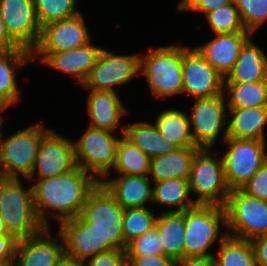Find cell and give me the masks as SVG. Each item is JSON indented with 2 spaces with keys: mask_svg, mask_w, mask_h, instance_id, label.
<instances>
[{
  "mask_svg": "<svg viewBox=\"0 0 267 266\" xmlns=\"http://www.w3.org/2000/svg\"><path fill=\"white\" fill-rule=\"evenodd\" d=\"M105 178L100 183L124 209L146 207L152 203L153 181L149 175L119 174L117 178Z\"/></svg>",
  "mask_w": 267,
  "mask_h": 266,
  "instance_id": "21",
  "label": "cell"
},
{
  "mask_svg": "<svg viewBox=\"0 0 267 266\" xmlns=\"http://www.w3.org/2000/svg\"><path fill=\"white\" fill-rule=\"evenodd\" d=\"M148 50L140 56V76L145 77L152 95L167 98L182 94L183 46L171 44Z\"/></svg>",
  "mask_w": 267,
  "mask_h": 266,
  "instance_id": "3",
  "label": "cell"
},
{
  "mask_svg": "<svg viewBox=\"0 0 267 266\" xmlns=\"http://www.w3.org/2000/svg\"><path fill=\"white\" fill-rule=\"evenodd\" d=\"M232 2L233 0H181L176 8L181 11H197L205 15L212 10Z\"/></svg>",
  "mask_w": 267,
  "mask_h": 266,
  "instance_id": "41",
  "label": "cell"
},
{
  "mask_svg": "<svg viewBox=\"0 0 267 266\" xmlns=\"http://www.w3.org/2000/svg\"><path fill=\"white\" fill-rule=\"evenodd\" d=\"M199 149L178 148L174 152L151 158L149 178L153 183L171 178L189 179L192 161Z\"/></svg>",
  "mask_w": 267,
  "mask_h": 266,
  "instance_id": "26",
  "label": "cell"
},
{
  "mask_svg": "<svg viewBox=\"0 0 267 266\" xmlns=\"http://www.w3.org/2000/svg\"><path fill=\"white\" fill-rule=\"evenodd\" d=\"M190 117L180 109L162 111L155 120L162 137L179 148L198 147L193 139Z\"/></svg>",
  "mask_w": 267,
  "mask_h": 266,
  "instance_id": "29",
  "label": "cell"
},
{
  "mask_svg": "<svg viewBox=\"0 0 267 266\" xmlns=\"http://www.w3.org/2000/svg\"><path fill=\"white\" fill-rule=\"evenodd\" d=\"M119 139L116 133L88 126L73 142L77 166L101 182L114 167Z\"/></svg>",
  "mask_w": 267,
  "mask_h": 266,
  "instance_id": "7",
  "label": "cell"
},
{
  "mask_svg": "<svg viewBox=\"0 0 267 266\" xmlns=\"http://www.w3.org/2000/svg\"><path fill=\"white\" fill-rule=\"evenodd\" d=\"M77 0H34L38 21L42 26L47 23L76 16Z\"/></svg>",
  "mask_w": 267,
  "mask_h": 266,
  "instance_id": "36",
  "label": "cell"
},
{
  "mask_svg": "<svg viewBox=\"0 0 267 266\" xmlns=\"http://www.w3.org/2000/svg\"><path fill=\"white\" fill-rule=\"evenodd\" d=\"M0 266H13V265L10 264V263H1V262H0Z\"/></svg>",
  "mask_w": 267,
  "mask_h": 266,
  "instance_id": "51",
  "label": "cell"
},
{
  "mask_svg": "<svg viewBox=\"0 0 267 266\" xmlns=\"http://www.w3.org/2000/svg\"><path fill=\"white\" fill-rule=\"evenodd\" d=\"M85 266H128L125 251L110 250L99 253L84 262Z\"/></svg>",
  "mask_w": 267,
  "mask_h": 266,
  "instance_id": "40",
  "label": "cell"
},
{
  "mask_svg": "<svg viewBox=\"0 0 267 266\" xmlns=\"http://www.w3.org/2000/svg\"><path fill=\"white\" fill-rule=\"evenodd\" d=\"M229 138L266 141L264 128L267 123V106L228 108Z\"/></svg>",
  "mask_w": 267,
  "mask_h": 266,
  "instance_id": "25",
  "label": "cell"
},
{
  "mask_svg": "<svg viewBox=\"0 0 267 266\" xmlns=\"http://www.w3.org/2000/svg\"><path fill=\"white\" fill-rule=\"evenodd\" d=\"M182 94L209 98L223 94L225 78L195 49L183 46Z\"/></svg>",
  "mask_w": 267,
  "mask_h": 266,
  "instance_id": "14",
  "label": "cell"
},
{
  "mask_svg": "<svg viewBox=\"0 0 267 266\" xmlns=\"http://www.w3.org/2000/svg\"><path fill=\"white\" fill-rule=\"evenodd\" d=\"M224 207L228 235L251 240L267 234V201L233 189Z\"/></svg>",
  "mask_w": 267,
  "mask_h": 266,
  "instance_id": "9",
  "label": "cell"
},
{
  "mask_svg": "<svg viewBox=\"0 0 267 266\" xmlns=\"http://www.w3.org/2000/svg\"><path fill=\"white\" fill-rule=\"evenodd\" d=\"M98 183L90 173L79 166L60 176L37 179L31 188L40 222L45 228H50L46 216V211L49 210L53 211L51 215L58 219V223L78 217L87 195Z\"/></svg>",
  "mask_w": 267,
  "mask_h": 266,
  "instance_id": "1",
  "label": "cell"
},
{
  "mask_svg": "<svg viewBox=\"0 0 267 266\" xmlns=\"http://www.w3.org/2000/svg\"><path fill=\"white\" fill-rule=\"evenodd\" d=\"M226 99L224 93L214 97L194 99L190 114L192 119L189 120L192 136L198 147L212 149L220 133H222V141L227 138Z\"/></svg>",
  "mask_w": 267,
  "mask_h": 266,
  "instance_id": "11",
  "label": "cell"
},
{
  "mask_svg": "<svg viewBox=\"0 0 267 266\" xmlns=\"http://www.w3.org/2000/svg\"><path fill=\"white\" fill-rule=\"evenodd\" d=\"M0 14L8 34L20 47L32 51L38 45L42 27L34 0H0Z\"/></svg>",
  "mask_w": 267,
  "mask_h": 266,
  "instance_id": "15",
  "label": "cell"
},
{
  "mask_svg": "<svg viewBox=\"0 0 267 266\" xmlns=\"http://www.w3.org/2000/svg\"><path fill=\"white\" fill-rule=\"evenodd\" d=\"M157 217L147 207L127 208L124 211L122 229L126 244L155 227Z\"/></svg>",
  "mask_w": 267,
  "mask_h": 266,
  "instance_id": "34",
  "label": "cell"
},
{
  "mask_svg": "<svg viewBox=\"0 0 267 266\" xmlns=\"http://www.w3.org/2000/svg\"><path fill=\"white\" fill-rule=\"evenodd\" d=\"M240 189L249 196L267 201V161Z\"/></svg>",
  "mask_w": 267,
  "mask_h": 266,
  "instance_id": "39",
  "label": "cell"
},
{
  "mask_svg": "<svg viewBox=\"0 0 267 266\" xmlns=\"http://www.w3.org/2000/svg\"><path fill=\"white\" fill-rule=\"evenodd\" d=\"M226 223V211L222 206L196 205L185 210L184 258L213 256L209 248L228 235L224 230L220 232L221 226L226 228Z\"/></svg>",
  "mask_w": 267,
  "mask_h": 266,
  "instance_id": "5",
  "label": "cell"
},
{
  "mask_svg": "<svg viewBox=\"0 0 267 266\" xmlns=\"http://www.w3.org/2000/svg\"><path fill=\"white\" fill-rule=\"evenodd\" d=\"M257 266H267V234L250 240Z\"/></svg>",
  "mask_w": 267,
  "mask_h": 266,
  "instance_id": "44",
  "label": "cell"
},
{
  "mask_svg": "<svg viewBox=\"0 0 267 266\" xmlns=\"http://www.w3.org/2000/svg\"><path fill=\"white\" fill-rule=\"evenodd\" d=\"M251 32L218 33L207 43L194 47L224 78L231 72Z\"/></svg>",
  "mask_w": 267,
  "mask_h": 266,
  "instance_id": "19",
  "label": "cell"
},
{
  "mask_svg": "<svg viewBox=\"0 0 267 266\" xmlns=\"http://www.w3.org/2000/svg\"><path fill=\"white\" fill-rule=\"evenodd\" d=\"M59 229L66 256L85 262L99 254L98 234L80 216L61 221Z\"/></svg>",
  "mask_w": 267,
  "mask_h": 266,
  "instance_id": "20",
  "label": "cell"
},
{
  "mask_svg": "<svg viewBox=\"0 0 267 266\" xmlns=\"http://www.w3.org/2000/svg\"><path fill=\"white\" fill-rule=\"evenodd\" d=\"M55 266H85L84 262L64 255Z\"/></svg>",
  "mask_w": 267,
  "mask_h": 266,
  "instance_id": "47",
  "label": "cell"
},
{
  "mask_svg": "<svg viewBox=\"0 0 267 266\" xmlns=\"http://www.w3.org/2000/svg\"><path fill=\"white\" fill-rule=\"evenodd\" d=\"M223 93L228 98V108L267 106V79L257 82L224 83Z\"/></svg>",
  "mask_w": 267,
  "mask_h": 266,
  "instance_id": "31",
  "label": "cell"
},
{
  "mask_svg": "<svg viewBox=\"0 0 267 266\" xmlns=\"http://www.w3.org/2000/svg\"><path fill=\"white\" fill-rule=\"evenodd\" d=\"M4 110H5V108L0 105V111H4ZM3 120H4V118L0 115V132H1Z\"/></svg>",
  "mask_w": 267,
  "mask_h": 266,
  "instance_id": "50",
  "label": "cell"
},
{
  "mask_svg": "<svg viewBox=\"0 0 267 266\" xmlns=\"http://www.w3.org/2000/svg\"><path fill=\"white\" fill-rule=\"evenodd\" d=\"M128 266H175L176 261L165 255L127 256Z\"/></svg>",
  "mask_w": 267,
  "mask_h": 266,
  "instance_id": "42",
  "label": "cell"
},
{
  "mask_svg": "<svg viewBox=\"0 0 267 266\" xmlns=\"http://www.w3.org/2000/svg\"><path fill=\"white\" fill-rule=\"evenodd\" d=\"M48 130L37 123L4 139L0 133V163L8 178L27 180L31 176L39 144Z\"/></svg>",
  "mask_w": 267,
  "mask_h": 266,
  "instance_id": "8",
  "label": "cell"
},
{
  "mask_svg": "<svg viewBox=\"0 0 267 266\" xmlns=\"http://www.w3.org/2000/svg\"><path fill=\"white\" fill-rule=\"evenodd\" d=\"M8 179L7 175L5 174V171L3 170V167L0 163V188L3 185V183Z\"/></svg>",
  "mask_w": 267,
  "mask_h": 266,
  "instance_id": "49",
  "label": "cell"
},
{
  "mask_svg": "<svg viewBox=\"0 0 267 266\" xmlns=\"http://www.w3.org/2000/svg\"><path fill=\"white\" fill-rule=\"evenodd\" d=\"M153 184L152 202L177 209L166 210V212H183L197 205L189 198L191 192L188 179L171 178Z\"/></svg>",
  "mask_w": 267,
  "mask_h": 266,
  "instance_id": "30",
  "label": "cell"
},
{
  "mask_svg": "<svg viewBox=\"0 0 267 266\" xmlns=\"http://www.w3.org/2000/svg\"><path fill=\"white\" fill-rule=\"evenodd\" d=\"M267 79V56L250 37L242 46L224 83L257 82Z\"/></svg>",
  "mask_w": 267,
  "mask_h": 266,
  "instance_id": "24",
  "label": "cell"
},
{
  "mask_svg": "<svg viewBox=\"0 0 267 266\" xmlns=\"http://www.w3.org/2000/svg\"><path fill=\"white\" fill-rule=\"evenodd\" d=\"M212 152L211 148H200L196 152L188 179L190 192L198 196L194 199L197 205L224 207L230 189L224 178L222 158Z\"/></svg>",
  "mask_w": 267,
  "mask_h": 266,
  "instance_id": "6",
  "label": "cell"
},
{
  "mask_svg": "<svg viewBox=\"0 0 267 266\" xmlns=\"http://www.w3.org/2000/svg\"><path fill=\"white\" fill-rule=\"evenodd\" d=\"M21 48L8 34L0 14V50H11Z\"/></svg>",
  "mask_w": 267,
  "mask_h": 266,
  "instance_id": "46",
  "label": "cell"
},
{
  "mask_svg": "<svg viewBox=\"0 0 267 266\" xmlns=\"http://www.w3.org/2000/svg\"><path fill=\"white\" fill-rule=\"evenodd\" d=\"M125 252L126 256L164 255L156 226L128 243Z\"/></svg>",
  "mask_w": 267,
  "mask_h": 266,
  "instance_id": "38",
  "label": "cell"
},
{
  "mask_svg": "<svg viewBox=\"0 0 267 266\" xmlns=\"http://www.w3.org/2000/svg\"><path fill=\"white\" fill-rule=\"evenodd\" d=\"M137 75H140V55H117L102 49L96 65L81 86L89 90L115 91V85L128 83Z\"/></svg>",
  "mask_w": 267,
  "mask_h": 266,
  "instance_id": "12",
  "label": "cell"
},
{
  "mask_svg": "<svg viewBox=\"0 0 267 266\" xmlns=\"http://www.w3.org/2000/svg\"><path fill=\"white\" fill-rule=\"evenodd\" d=\"M244 28L252 34L267 21V0H233Z\"/></svg>",
  "mask_w": 267,
  "mask_h": 266,
  "instance_id": "37",
  "label": "cell"
},
{
  "mask_svg": "<svg viewBox=\"0 0 267 266\" xmlns=\"http://www.w3.org/2000/svg\"><path fill=\"white\" fill-rule=\"evenodd\" d=\"M102 49L89 42L82 47L62 52H32V62L38 59L50 68L74 76L82 85L96 65Z\"/></svg>",
  "mask_w": 267,
  "mask_h": 266,
  "instance_id": "17",
  "label": "cell"
},
{
  "mask_svg": "<svg viewBox=\"0 0 267 266\" xmlns=\"http://www.w3.org/2000/svg\"><path fill=\"white\" fill-rule=\"evenodd\" d=\"M155 226L159 232L163 254L179 261L184 258L185 211L166 212L157 217Z\"/></svg>",
  "mask_w": 267,
  "mask_h": 266,
  "instance_id": "27",
  "label": "cell"
},
{
  "mask_svg": "<svg viewBox=\"0 0 267 266\" xmlns=\"http://www.w3.org/2000/svg\"><path fill=\"white\" fill-rule=\"evenodd\" d=\"M223 142L228 146L221 156L225 181L230 190L240 189L267 161L266 141L227 137Z\"/></svg>",
  "mask_w": 267,
  "mask_h": 266,
  "instance_id": "10",
  "label": "cell"
},
{
  "mask_svg": "<svg viewBox=\"0 0 267 266\" xmlns=\"http://www.w3.org/2000/svg\"><path fill=\"white\" fill-rule=\"evenodd\" d=\"M1 235H14L8 231V229L5 226V223L3 220L0 218V236Z\"/></svg>",
  "mask_w": 267,
  "mask_h": 266,
  "instance_id": "48",
  "label": "cell"
},
{
  "mask_svg": "<svg viewBox=\"0 0 267 266\" xmlns=\"http://www.w3.org/2000/svg\"><path fill=\"white\" fill-rule=\"evenodd\" d=\"M122 134L150 158L174 152L179 148L162 137L157 126L152 123H129L122 128Z\"/></svg>",
  "mask_w": 267,
  "mask_h": 266,
  "instance_id": "28",
  "label": "cell"
},
{
  "mask_svg": "<svg viewBox=\"0 0 267 266\" xmlns=\"http://www.w3.org/2000/svg\"><path fill=\"white\" fill-rule=\"evenodd\" d=\"M117 143L116 162L113 171L117 174L149 175L150 157L129 141L123 134Z\"/></svg>",
  "mask_w": 267,
  "mask_h": 266,
  "instance_id": "32",
  "label": "cell"
},
{
  "mask_svg": "<svg viewBox=\"0 0 267 266\" xmlns=\"http://www.w3.org/2000/svg\"><path fill=\"white\" fill-rule=\"evenodd\" d=\"M125 209L99 182L87 195L80 217L98 234L99 253L125 251L122 222Z\"/></svg>",
  "mask_w": 267,
  "mask_h": 266,
  "instance_id": "2",
  "label": "cell"
},
{
  "mask_svg": "<svg viewBox=\"0 0 267 266\" xmlns=\"http://www.w3.org/2000/svg\"><path fill=\"white\" fill-rule=\"evenodd\" d=\"M116 91L90 90L87 99V112L92 128L115 132L120 119L127 114L122 100Z\"/></svg>",
  "mask_w": 267,
  "mask_h": 266,
  "instance_id": "22",
  "label": "cell"
},
{
  "mask_svg": "<svg viewBox=\"0 0 267 266\" xmlns=\"http://www.w3.org/2000/svg\"><path fill=\"white\" fill-rule=\"evenodd\" d=\"M77 167L74 144L57 131L49 129L41 139L31 176L27 180L55 177L66 174Z\"/></svg>",
  "mask_w": 267,
  "mask_h": 266,
  "instance_id": "13",
  "label": "cell"
},
{
  "mask_svg": "<svg viewBox=\"0 0 267 266\" xmlns=\"http://www.w3.org/2000/svg\"><path fill=\"white\" fill-rule=\"evenodd\" d=\"M211 30L215 33L249 32L244 28L234 1L205 14Z\"/></svg>",
  "mask_w": 267,
  "mask_h": 266,
  "instance_id": "35",
  "label": "cell"
},
{
  "mask_svg": "<svg viewBox=\"0 0 267 266\" xmlns=\"http://www.w3.org/2000/svg\"><path fill=\"white\" fill-rule=\"evenodd\" d=\"M0 218L18 239L41 233L33 201L32 188L24 189L20 178H8L0 188Z\"/></svg>",
  "mask_w": 267,
  "mask_h": 266,
  "instance_id": "4",
  "label": "cell"
},
{
  "mask_svg": "<svg viewBox=\"0 0 267 266\" xmlns=\"http://www.w3.org/2000/svg\"><path fill=\"white\" fill-rule=\"evenodd\" d=\"M218 243V253L213 255L215 266H257L250 240L227 235Z\"/></svg>",
  "mask_w": 267,
  "mask_h": 266,
  "instance_id": "33",
  "label": "cell"
},
{
  "mask_svg": "<svg viewBox=\"0 0 267 266\" xmlns=\"http://www.w3.org/2000/svg\"><path fill=\"white\" fill-rule=\"evenodd\" d=\"M31 63L32 52L23 47L0 50V105L5 109L20 100L15 73Z\"/></svg>",
  "mask_w": 267,
  "mask_h": 266,
  "instance_id": "23",
  "label": "cell"
},
{
  "mask_svg": "<svg viewBox=\"0 0 267 266\" xmlns=\"http://www.w3.org/2000/svg\"><path fill=\"white\" fill-rule=\"evenodd\" d=\"M18 238L15 235L0 236V262L14 264Z\"/></svg>",
  "mask_w": 267,
  "mask_h": 266,
  "instance_id": "43",
  "label": "cell"
},
{
  "mask_svg": "<svg viewBox=\"0 0 267 266\" xmlns=\"http://www.w3.org/2000/svg\"><path fill=\"white\" fill-rule=\"evenodd\" d=\"M88 30L81 12L47 23L42 26L38 45L31 52H62L82 47L92 42Z\"/></svg>",
  "mask_w": 267,
  "mask_h": 266,
  "instance_id": "16",
  "label": "cell"
},
{
  "mask_svg": "<svg viewBox=\"0 0 267 266\" xmlns=\"http://www.w3.org/2000/svg\"><path fill=\"white\" fill-rule=\"evenodd\" d=\"M175 266H215V260L213 256L187 257L176 261Z\"/></svg>",
  "mask_w": 267,
  "mask_h": 266,
  "instance_id": "45",
  "label": "cell"
},
{
  "mask_svg": "<svg viewBox=\"0 0 267 266\" xmlns=\"http://www.w3.org/2000/svg\"><path fill=\"white\" fill-rule=\"evenodd\" d=\"M50 228H45L41 233L19 238L13 266H55L65 255L63 240L58 241L52 237Z\"/></svg>",
  "mask_w": 267,
  "mask_h": 266,
  "instance_id": "18",
  "label": "cell"
}]
</instances>
